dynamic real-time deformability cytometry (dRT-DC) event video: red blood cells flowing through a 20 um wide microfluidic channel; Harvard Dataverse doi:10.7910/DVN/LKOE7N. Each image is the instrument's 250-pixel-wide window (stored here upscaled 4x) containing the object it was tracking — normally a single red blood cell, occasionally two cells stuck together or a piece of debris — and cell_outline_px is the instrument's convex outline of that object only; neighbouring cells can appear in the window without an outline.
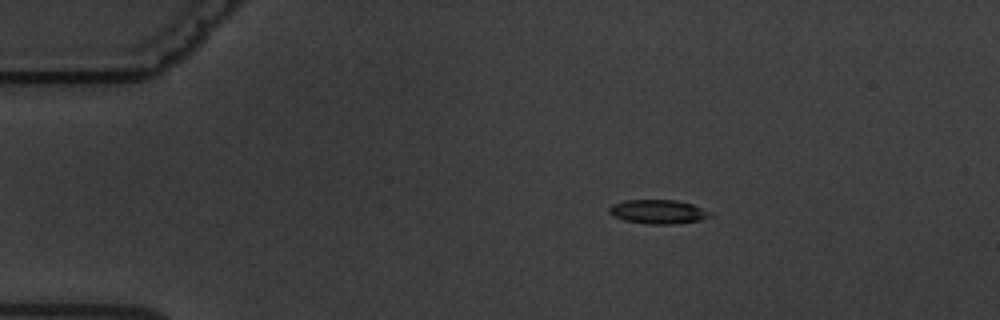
{"species": "common noctule bat (a hibernating species)", "species_latin": "Nyctalus noctula", "temperature_condition": "warm", "stored_images_in_passage": 6, "camera_frame_rate_fps": 3000, "um_per_image_px": 0.085, "animal": {"sex": "male", "body_mass_g": 19.5, "forearm_length_mm": 54.6}, "frame": {"image": 1, "passage_image": 3, "time_ms": 2.333, "image_size_px": [1000, 320], "cell_outline_px": [[712, 216], [700, 220], [672, 224], [648, 224], [624, 220], [608, 212], [608, 208], [612, 204], [624, 200], [676, 200], [692, 204], [712, 212]], "centroid_in_image_um": [55.95, 17.99], "position_along_channel_um": 29.1, "area_um2": 14.1}}